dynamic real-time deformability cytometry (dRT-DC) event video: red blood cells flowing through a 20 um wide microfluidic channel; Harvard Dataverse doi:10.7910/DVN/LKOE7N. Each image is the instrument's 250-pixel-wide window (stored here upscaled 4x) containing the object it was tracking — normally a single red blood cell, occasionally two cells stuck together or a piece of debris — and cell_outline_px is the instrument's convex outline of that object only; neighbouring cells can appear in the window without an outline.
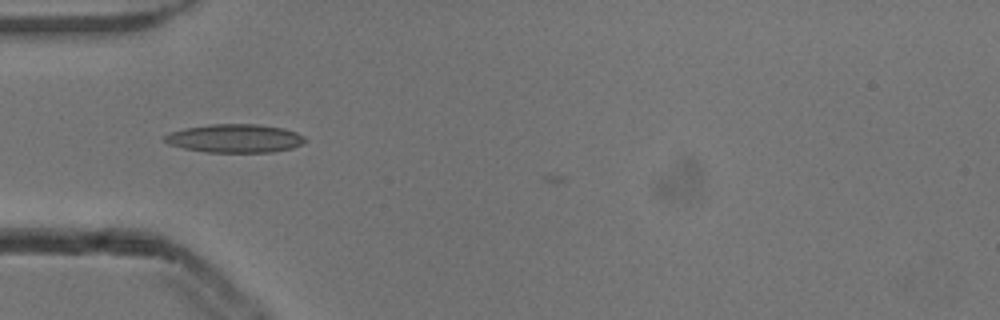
{"species": "common noctule bat (a hibernating species)", "species_latin": "Nyctalus noctula", "temperature_condition": "cold", "stored_images_in_passage": 8, "camera_frame_rate_fps": 3000, "um_per_image_px": 0.085, "animal": {"sex": "male", "body_mass_g": 13.3}, "frame": {"image": 1, "passage_image": 5, "time_ms": 1.333, "image_size_px": [1000, 320], "cell_outline_px": [[308, 140], [292, 148], [272, 152], [208, 152], [184, 148], [168, 144], [160, 140], [168, 132], [184, 128], [208, 124], [256, 124], [284, 128], [296, 132], [304, 136]], "centroid_in_image_um": [19.93, 11.75], "position_along_channel_um": 65.1, "area_um2": 23.47}}